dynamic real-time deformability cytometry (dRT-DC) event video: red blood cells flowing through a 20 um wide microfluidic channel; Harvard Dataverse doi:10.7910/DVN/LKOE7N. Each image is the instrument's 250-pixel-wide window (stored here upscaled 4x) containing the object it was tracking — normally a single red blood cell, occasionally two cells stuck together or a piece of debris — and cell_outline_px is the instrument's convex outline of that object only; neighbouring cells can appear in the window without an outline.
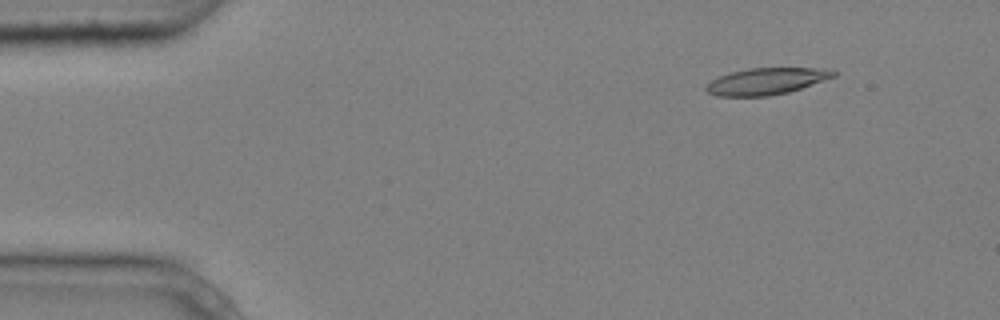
{"species": "common noctule bat (a hibernating species)", "species_latin": "Nyctalus noctula", "temperature_condition": "cold", "stored_images_in_passage": 5, "camera_frame_rate_fps": 3000, "um_per_image_px": 0.085, "animal": {"sex": "male", "body_mass_g": 20.4}, "frame": {"image": 1, "passage_image": 2, "time_ms": 0.333, "image_size_px": [1000, 320], "cell_outline_px": [[836, 76], [788, 92], [768, 96], [716, 96], [708, 92], [704, 88], [712, 80], [720, 76], [732, 72], [748, 68], [812, 68], [836, 72]], "centroid_in_image_um": [65.09, 6.91], "position_along_channel_um": 19.9, "area_um2": 19.36}}
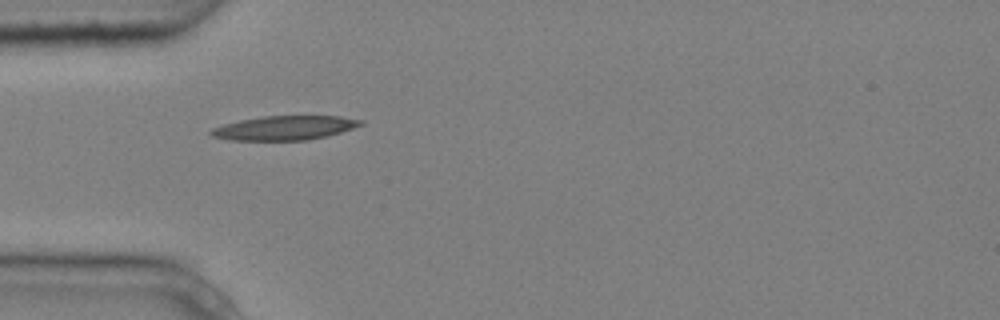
{"frame": {"image": 2, "passage_image": 5, "time_ms": 1.333, "image_size_px": [1000, 320], "cell_outline_px": [[364, 124], [340, 132], [308, 140], [228, 140], [212, 136], [208, 132], [212, 128], [224, 124], [240, 120], [264, 116], [340, 116], [364, 120]], "centroid_in_image_um": [24.17, 10.87], "position_along_channel_um": 60.8, "area_um2": 20.98}}